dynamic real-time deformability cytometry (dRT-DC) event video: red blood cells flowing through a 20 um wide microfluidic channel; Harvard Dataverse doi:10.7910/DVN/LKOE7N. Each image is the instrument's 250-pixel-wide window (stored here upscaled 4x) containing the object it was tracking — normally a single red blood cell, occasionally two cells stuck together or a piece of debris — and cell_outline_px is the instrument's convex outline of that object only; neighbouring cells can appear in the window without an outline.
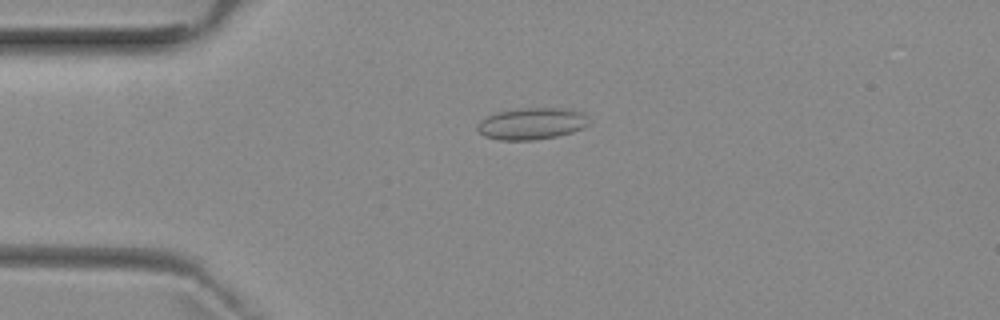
{"species": "common noctule bat (a hibernating species)", "species_latin": "Nyctalus noctula", "temperature_condition": "room temperature", "stored_images_in_passage": 5, "camera_frame_rate_fps": 3000, "um_per_image_px": 0.085, "animal": {"sex": "female", "body_mass_g": 29.2, "forearm_length_mm": 56.3}, "frame": {"image": 1, "passage_image": 4, "time_ms": 3.667, "image_size_px": [1000, 320], "cell_outline_px": [[588, 124], [584, 128], [572, 132], [556, 136], [532, 140], [500, 140], [484, 136], [476, 128], [476, 124], [480, 120], [496, 112], [524, 108], [564, 108], [584, 112]], "centroid_in_image_um": [45.18, 10.51], "position_along_channel_um": 39.8, "area_um2": 20.58}}